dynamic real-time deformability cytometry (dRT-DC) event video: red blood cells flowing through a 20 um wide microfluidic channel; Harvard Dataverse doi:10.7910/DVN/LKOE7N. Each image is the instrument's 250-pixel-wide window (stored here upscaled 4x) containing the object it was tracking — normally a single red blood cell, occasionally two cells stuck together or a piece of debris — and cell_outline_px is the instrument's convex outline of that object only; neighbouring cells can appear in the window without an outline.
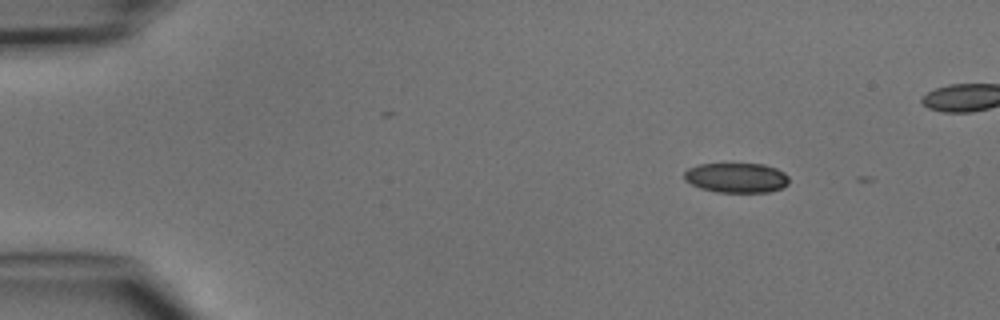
{"species": "common noctule bat (a hibernating species)", "species_latin": "Nyctalus noctula", "temperature_condition": "cold", "stored_images_in_passage": 3, "camera_frame_rate_fps": 3000, "um_per_image_px": 0.085, "animal": {"sex": "male", "body_mass_g": 15.6}, "frame": {"image": 1, "passage_image": 1, "time_ms": 0.0, "image_size_px": [1000, 320], "cell_outline_px": [[788, 184], [780, 188], [768, 192], [716, 192], [700, 188], [684, 180], [684, 172], [688, 168], [700, 164], [764, 164], [776, 168], [784, 172], [788, 176]], "centroid_in_image_um": [62.59, 15.11], "position_along_channel_um": 22.4, "area_um2": 18.21}}